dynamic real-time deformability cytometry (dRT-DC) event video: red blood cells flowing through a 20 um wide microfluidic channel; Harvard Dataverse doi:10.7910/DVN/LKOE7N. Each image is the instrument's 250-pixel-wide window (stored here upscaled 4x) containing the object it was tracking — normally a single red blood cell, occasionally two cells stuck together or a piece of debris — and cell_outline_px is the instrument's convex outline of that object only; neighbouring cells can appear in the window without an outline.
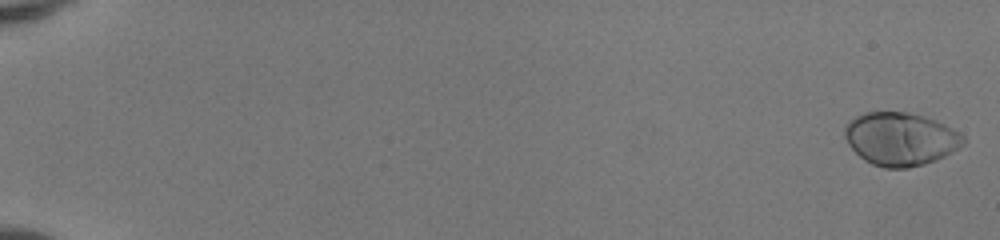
{"species": "human", "species_latin": "Homo sapiens", "temperature_condition": "room temperature", "stored_images_in_passage": 51, "camera_frame_rate_fps": 3000, "um_per_image_px": 0.085, "donor": {"sex": "female"}, "frame": {"image": 1, "passage_image": 1, "time_ms": 0.0, "image_size_px": [1000, 240], "cell_outline_px": [[964, 144], [952, 152], [936, 160], [924, 164], [908, 168], [884, 168], [872, 164], [864, 160], [848, 144], [844, 136], [844, 128], [848, 120], [864, 112], [908, 112], [924, 116], [936, 120], [960, 132], [964, 136]], "centroid_in_image_um": [76.53, 11.8], "position_along_channel_um": 8.5, "area_um2": 36.88}}
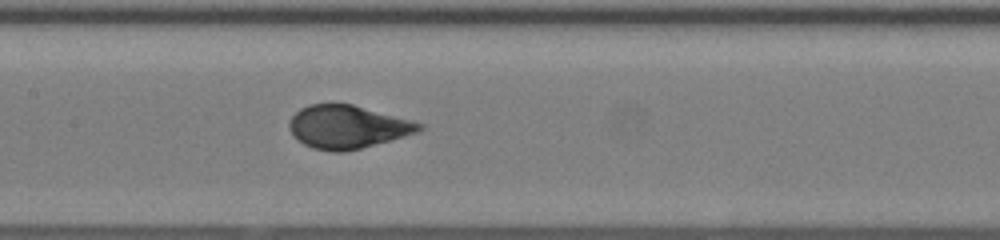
{"frame": {"image": 2, "passage_image": 28, "time_ms": 9.0, "image_size_px": [1000, 240], "cell_outline_px": [[424, 128], [420, 132], [360, 148], [344, 152], [332, 152], [312, 148], [304, 144], [292, 136], [288, 128], [288, 120], [300, 108], [308, 104], [352, 104], [412, 120], [424, 124]], "centroid_in_image_um": [29.52, 10.79], "position_along_channel_um": 177.9, "area_um2": 32.83}}
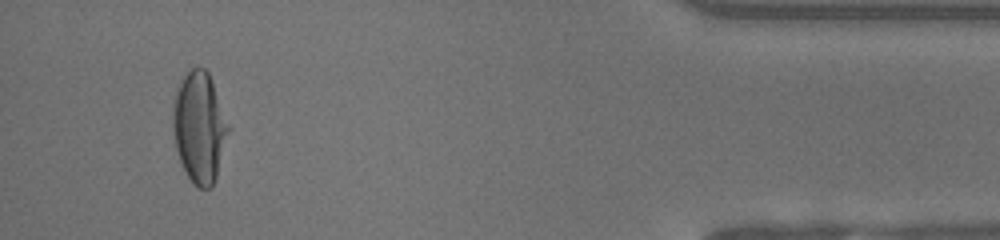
{"frame": {"image": 3, "passage_image": 49, "time_ms": 16.0, "image_size_px": [1000, 240], "cell_outline_px": [[232, 128], [216, 176], [212, 184], [208, 188], [200, 188], [188, 176], [180, 160], [176, 148], [172, 128], [172, 112], [176, 84], [192, 68], [204, 68], [208, 72]], "centroid_in_image_um": [16.96, 10.77], "position_along_channel_um": 418.2, "area_um2": 36.07}, "authors_computed_cell_mechanics": {"area_um2": 33.8708, "velocity_mm_per_s": 4.1686, "shape_relaxation_time_tau1_ms": 5.0951, "shape_relaxation_time_tau2_ms": null, "deformation_change_tau1": 0.2421, "deformation_change_tau2": null}}